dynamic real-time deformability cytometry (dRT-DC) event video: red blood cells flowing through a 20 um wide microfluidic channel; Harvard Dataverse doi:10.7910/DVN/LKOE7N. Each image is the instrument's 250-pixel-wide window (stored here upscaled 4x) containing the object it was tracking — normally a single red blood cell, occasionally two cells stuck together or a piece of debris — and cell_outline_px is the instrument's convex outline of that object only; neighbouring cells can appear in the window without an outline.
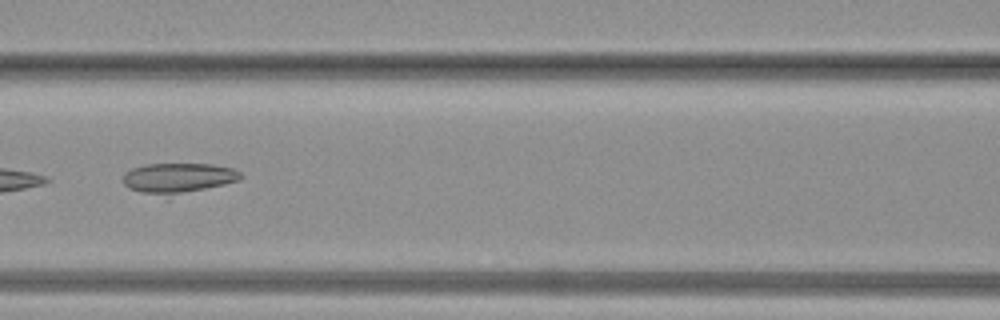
{"species": "common noctule bat (a hibernating species)", "species_latin": "Nyctalus noctula", "temperature_condition": "warm", "stored_images_in_passage": 32, "camera_frame_rate_fps": 3000, "um_per_image_px": 0.085, "animal": {"sex": "female", "body_mass_g": 19.3, "forearm_length_mm": 54.1}, "frame": {"image": 1, "passage_image": 12, "time_ms": 3.667, "image_size_px": [1000, 320], "cell_outline_px": [[244, 176], [240, 180], [168, 200], [140, 192], [128, 188], [124, 184], [124, 172], [132, 168], [148, 164], [212, 164], [232, 168], [240, 172]], "centroid_in_image_um": [15.15, 15.2], "position_along_channel_um": 151.4, "area_um2": 21.79}}
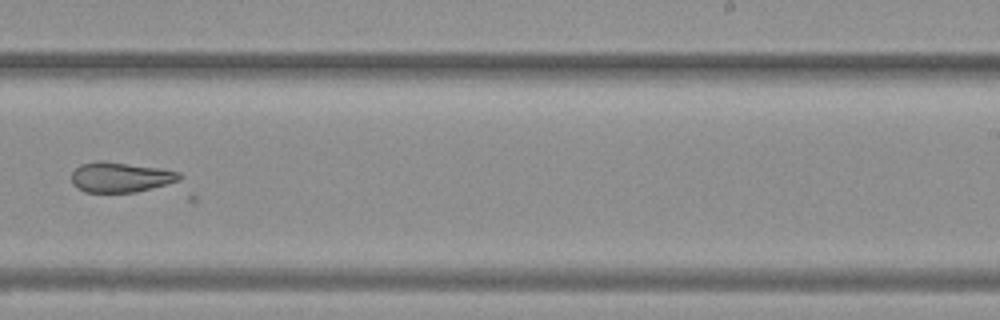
{"frame": {"image": 2, "passage_image": 19, "time_ms": 6.0, "image_size_px": [1000, 320], "cell_outline_px": [[180, 180], [136, 192], [84, 192], [76, 188], [72, 184], [72, 172], [80, 164], [96, 160], [100, 160], [160, 168], [180, 172]], "centroid_in_image_um": [10.19, 15.05], "position_along_channel_um": 278.8, "area_um2": 18.9}}